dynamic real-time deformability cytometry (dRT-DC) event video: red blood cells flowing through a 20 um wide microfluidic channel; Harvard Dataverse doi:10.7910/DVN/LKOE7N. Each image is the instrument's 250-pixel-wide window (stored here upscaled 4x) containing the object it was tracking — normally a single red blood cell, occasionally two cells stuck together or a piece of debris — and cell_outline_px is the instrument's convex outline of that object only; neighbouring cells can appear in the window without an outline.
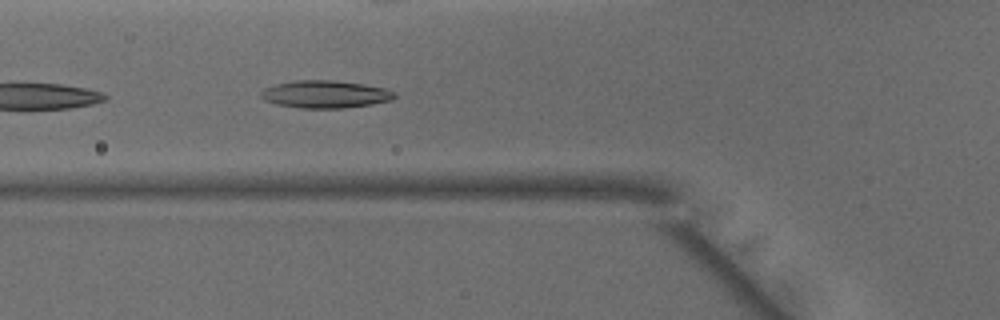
{"species": "common noctule bat (a hibernating species)", "species_latin": "Nyctalus noctula", "temperature_condition": "warm", "stored_images_in_passage": 7, "camera_frame_rate_fps": 3000, "um_per_image_px": 0.085, "animal": {"sex": "male", "body_mass_g": 15.6}, "frame": {"image": 1, "passage_image": 4, "time_ms": 1.0, "image_size_px": [1000, 320], "cell_outline_px": [[396, 96], [392, 100], [372, 104], [344, 108], [300, 108], [276, 104], [264, 100], [260, 96], [260, 92], [264, 88], [276, 84], [296, 80], [332, 80], [364, 84], [384, 88], [396, 92]], "centroid_in_image_um": [27.64, 8.01], "position_along_channel_um": 98.2, "area_um2": 21.5}}